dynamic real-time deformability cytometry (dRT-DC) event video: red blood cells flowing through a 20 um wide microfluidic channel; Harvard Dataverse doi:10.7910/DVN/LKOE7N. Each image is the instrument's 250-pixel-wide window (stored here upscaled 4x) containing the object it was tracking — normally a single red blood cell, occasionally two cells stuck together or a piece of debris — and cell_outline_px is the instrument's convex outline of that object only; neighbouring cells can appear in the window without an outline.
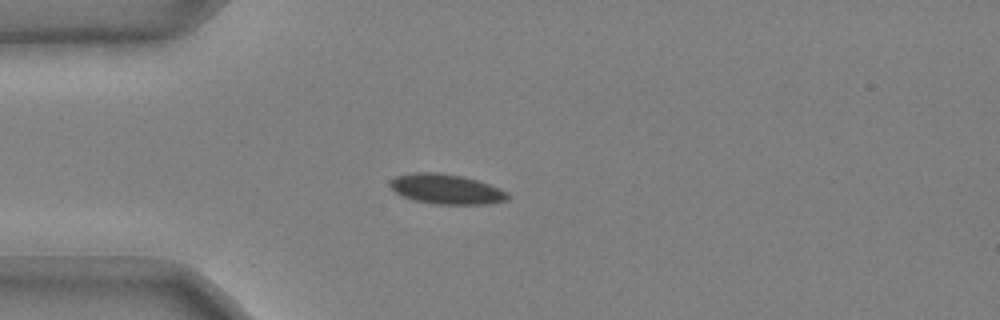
{"species": "common noctule bat (a hibernating species)", "species_latin": "Nyctalus noctula", "temperature_condition": "cold", "stored_images_in_passage": 39, "camera_frame_rate_fps": 3000, "um_per_image_px": 0.085, "animal": {"sex": "male", "body_mass_g": 20.4}, "frame": {"image": 1, "passage_image": 1, "time_ms": 0.0, "image_size_px": [1000, 320], "cell_outline_px": [[512, 196], [508, 200], [488, 204], [436, 204], [412, 200], [400, 196], [388, 184], [396, 176], [416, 172], [432, 172], [460, 176], [476, 180], [500, 188], [508, 192]], "centroid_in_image_um": [37.95, 16.09], "position_along_channel_um": 47.0, "area_um2": 20.52}}
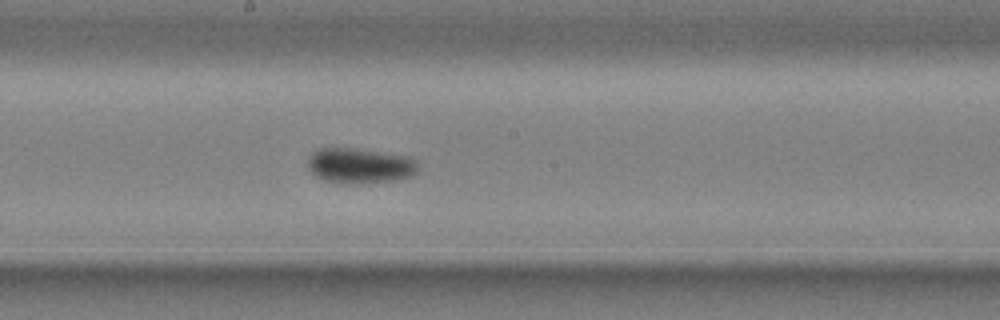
{"frame": {"image": 2, "passage_image": 16, "time_ms": 5.0, "image_size_px": [1000, 320], "cell_outline_px": [[416, 172], [412, 176], [396, 180], [356, 184], [336, 184], [324, 180], [316, 176], [308, 168], [308, 160], [312, 152], [320, 148], [352, 148], [412, 156], [416, 160]], "centroid_in_image_um": [30.58, 14.09], "position_along_channel_um": 217.6, "area_um2": 22.95}}
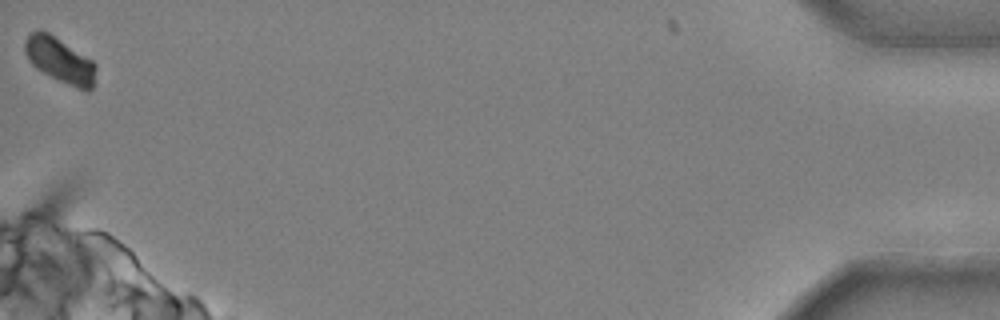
{"frame": {"image": 3, "passage_image": 39, "time_ms": 12.667, "image_size_px": [1000, 320], "cell_outline_px": [[96, 68], [92, 88], [88, 92], [84, 92], [36, 68], [28, 60], [24, 52], [24, 40], [32, 32], [48, 32], [92, 60], [96, 64]], "centroid_in_image_um": [5.1, 5.14], "position_along_channel_um": 430.1, "area_um2": 18.38}}